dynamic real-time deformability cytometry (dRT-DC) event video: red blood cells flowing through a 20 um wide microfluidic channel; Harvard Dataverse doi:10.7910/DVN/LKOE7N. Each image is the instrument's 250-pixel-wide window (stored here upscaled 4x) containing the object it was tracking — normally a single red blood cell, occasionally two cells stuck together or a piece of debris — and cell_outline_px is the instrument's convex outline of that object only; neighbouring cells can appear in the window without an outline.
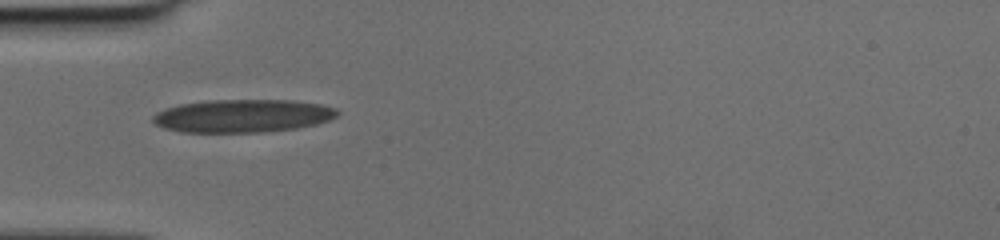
{"species": "human", "species_latin": "Homo sapiens", "temperature_condition": "cold", "stored_images_in_passage": 35, "camera_frame_rate_fps": 3000, "um_per_image_px": 0.085, "donor": {"sex": "female"}, "frame": {"image": 1, "passage_image": 1, "time_ms": 0.0, "image_size_px": [1000, 240], "cell_outline_px": [[340, 112], [336, 116], [328, 120], [316, 124], [296, 128], [264, 132], [180, 132], [164, 128], [156, 124], [152, 120], [152, 116], [156, 112], [164, 108], [180, 104], [204, 100], [292, 100], [320, 104], [336, 108]], "centroid_in_image_um": [20.6, 9.84], "position_along_channel_um": 64.4, "area_um2": 35.66}}
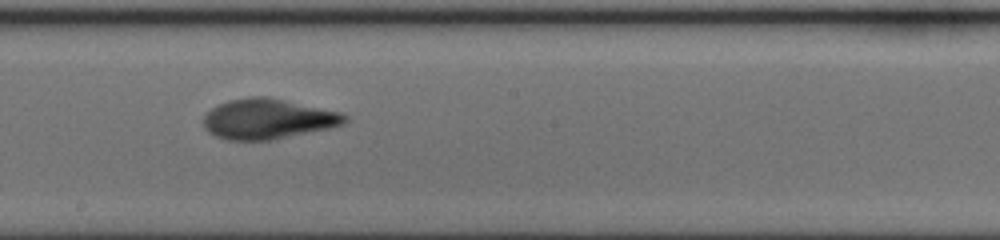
{"frame": {"image": 2, "passage_image": 13, "time_ms": 4.0, "image_size_px": [1000, 240], "cell_outline_px": [[348, 120], [344, 124], [328, 128], [268, 140], [228, 140], [216, 136], [208, 132], [204, 128], [204, 116], [212, 108], [228, 100], [248, 96], [268, 96], [340, 112], [348, 116]], "centroid_in_image_um": [22.75, 10.1], "position_along_channel_um": 225.4, "area_um2": 32.89}}
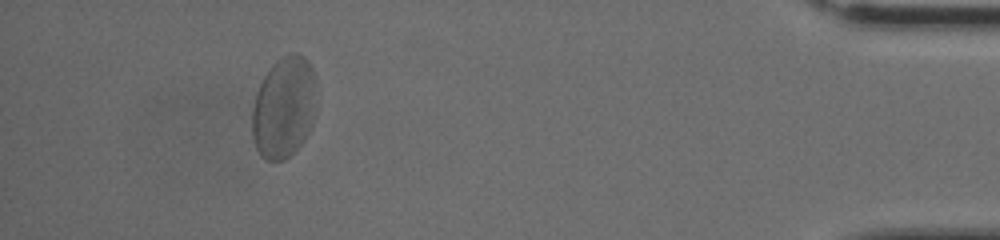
{"frame": {"image": 3, "passage_image": 31, "time_ms": 10.0, "image_size_px": [1000, 240], "cell_outline_px": [[316, 80], [312, 124], [304, 140], [284, 160], [264, 160], [260, 156], [256, 148], [252, 136], [252, 112], [256, 92], [268, 68], [276, 60], [292, 52], [296, 52], [304, 56], [308, 60], [316, 76]], "centroid_in_image_um": [24.12, 9.1], "position_along_channel_um": 411.1, "area_um2": 38.15}}